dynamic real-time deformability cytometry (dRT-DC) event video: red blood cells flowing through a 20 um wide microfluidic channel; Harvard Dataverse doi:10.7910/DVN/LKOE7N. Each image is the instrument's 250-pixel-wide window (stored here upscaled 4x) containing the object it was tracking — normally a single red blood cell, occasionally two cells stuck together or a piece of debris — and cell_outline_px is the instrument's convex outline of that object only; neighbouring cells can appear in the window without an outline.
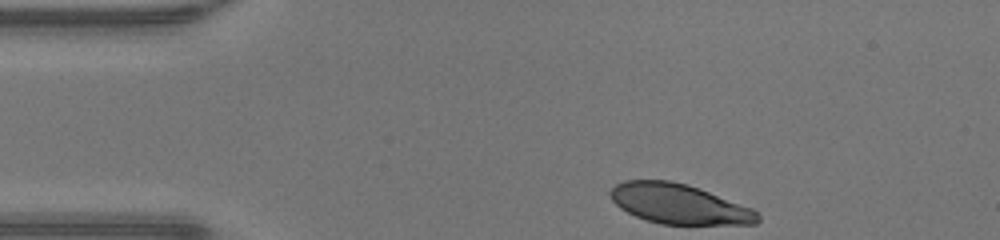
{"species": "human", "species_latin": "Homo sapiens", "temperature_condition": "warm", "stored_images_in_passage": 32, "camera_frame_rate_fps": 3000, "um_per_image_px": 0.085, "donor": {"sex": "male"}, "frame": {"image": 1, "passage_image": 1, "time_ms": 0.0, "image_size_px": [1000, 240], "cell_outline_px": [[760, 220], [756, 224], [660, 224], [636, 216], [620, 208], [612, 200], [608, 192], [616, 184], [624, 180], [668, 180], [688, 184], [700, 188], [752, 208], [760, 216]], "centroid_in_image_um": [57.71, 17.32], "position_along_channel_um": 27.3, "area_um2": 34.22}}
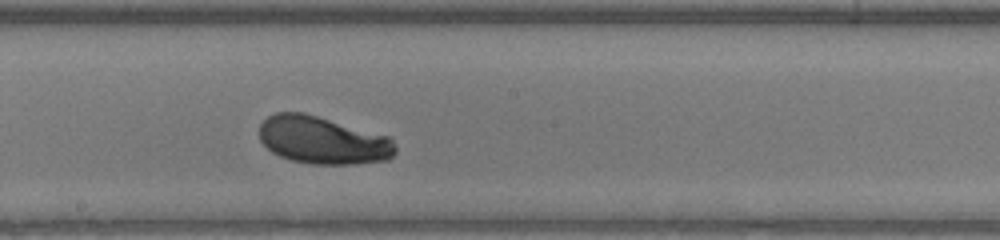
{"frame": {"image": 2, "passage_image": 19, "time_ms": 6.0, "image_size_px": [1000, 240], "cell_outline_px": [[396, 152], [388, 160], [356, 164], [312, 164], [292, 160], [280, 156], [272, 152], [260, 140], [260, 124], [268, 116], [276, 112], [304, 112], [388, 136], [392, 140], [396, 148]], "centroid_in_image_um": [27.43, 11.92], "position_along_channel_um": 220.8, "area_um2": 37.69}}
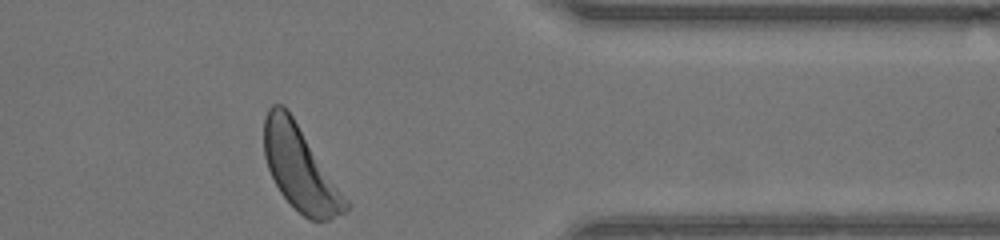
{"frame": {"image": 3, "passage_image": 32, "time_ms": 10.333, "image_size_px": [1000, 240], "cell_outline_px": [[352, 204], [344, 212], [328, 220], [308, 220], [280, 192], [268, 168], [264, 156], [264, 116], [268, 108], [272, 104], [280, 104], [292, 116]], "centroid_in_image_um": [25.52, 14.32], "position_along_channel_um": 385.9, "area_um2": 39.54}, "authors_computed_cell_mechanics": {"area_um2": 37.7723, "velocity_mm_per_s": 4.2487, "shape_relaxation_time_tau1_ms": 2.0554, "shape_relaxation_time_tau2_ms": null, "deformation_change_tau1": 0.1541, "deformation_change_tau2": null}}